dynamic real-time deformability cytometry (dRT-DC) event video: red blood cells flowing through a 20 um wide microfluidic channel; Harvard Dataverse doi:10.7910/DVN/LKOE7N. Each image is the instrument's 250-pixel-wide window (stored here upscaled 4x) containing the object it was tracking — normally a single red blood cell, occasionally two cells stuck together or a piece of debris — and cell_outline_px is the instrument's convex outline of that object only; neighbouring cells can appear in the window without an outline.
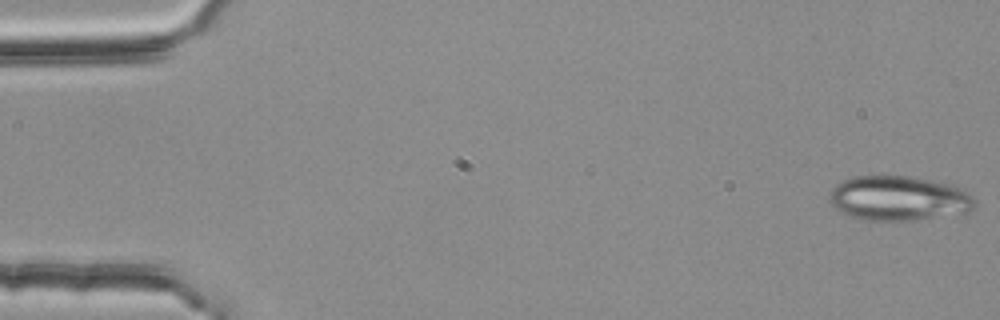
{"species": "common noctule bat (a hibernating species)", "species_latin": "Nyctalus noctula", "temperature_condition": "room temperature", "stored_images_in_passage": 5, "camera_frame_rate_fps": 3000, "um_per_image_px": 0.085, "animal": {"sex": "female", "body_mass_g": 25.1}, "frame": {"image": 1, "passage_image": 1, "time_ms": 0.0, "image_size_px": [1000, 320], "cell_outline_px": [[976, 204], [968, 212], [912, 220], [864, 220], [840, 212], [828, 200], [828, 196], [832, 188], [836, 184], [844, 180], [856, 176], [908, 176], [952, 184], [960, 188], [972, 196]], "centroid_in_image_um": [76.36, 16.85], "position_along_channel_um": 8.6, "area_um2": 37.63}}